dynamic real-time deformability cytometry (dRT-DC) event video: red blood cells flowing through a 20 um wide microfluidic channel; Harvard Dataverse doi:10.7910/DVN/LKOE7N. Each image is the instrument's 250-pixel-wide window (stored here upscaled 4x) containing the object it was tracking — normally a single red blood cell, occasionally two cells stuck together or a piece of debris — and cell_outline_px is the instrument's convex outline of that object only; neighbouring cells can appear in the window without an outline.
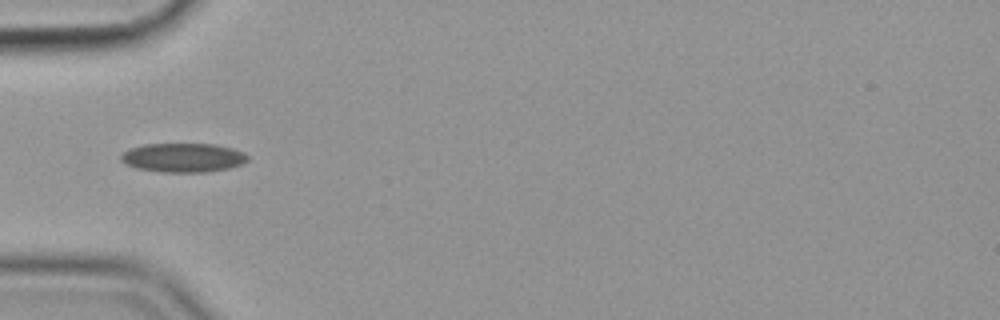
{"species": "common noctule bat (a hibernating species)", "species_latin": "Nyctalus noctula", "temperature_condition": "cold", "stored_images_in_passage": 39, "camera_frame_rate_fps": 3000, "um_per_image_px": 0.085, "animal": {"sex": "female", "body_mass_g": 19.9}, "frame": {"image": 1, "passage_image": 1, "time_ms": 0.0, "image_size_px": [1000, 320], "cell_outline_px": [[248, 160], [240, 164], [228, 168], [208, 172], [160, 172], [136, 168], [124, 164], [120, 160], [120, 156], [124, 152], [132, 148], [144, 144], [216, 144], [232, 148], [244, 152], [248, 156]], "centroid_in_image_um": [15.55, 13.4], "position_along_channel_um": 69.4, "area_um2": 21.5}}
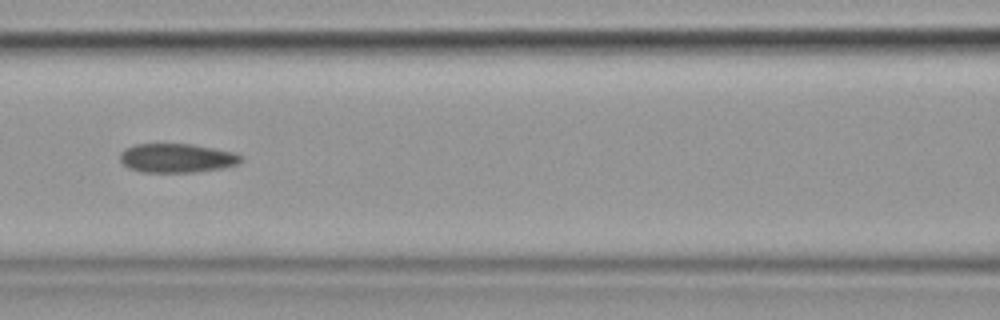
{"frame": {"image": 2, "passage_image": 8, "time_ms": 2.333, "image_size_px": [1000, 320], "cell_outline_px": [[244, 160], [236, 164], [224, 168], [196, 172], [140, 172], [128, 168], [120, 160], [120, 152], [124, 148], [136, 144], [192, 144], [232, 152], [240, 156]], "centroid_in_image_um": [14.99, 13.44], "position_along_channel_um": 151.6, "area_um2": 20.46}}
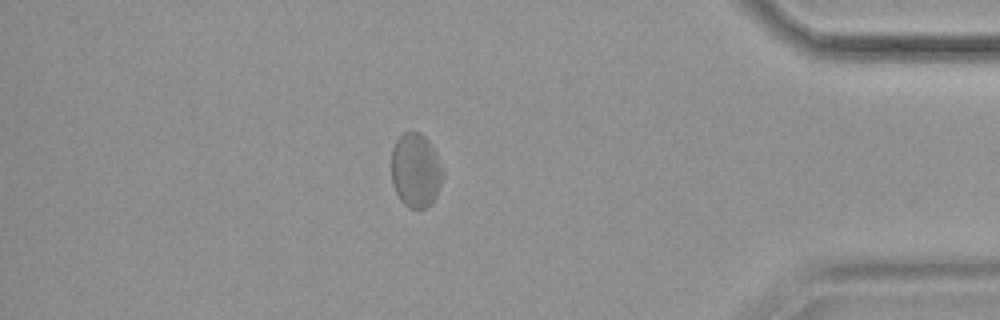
{"frame": {"image": 3, "passage_image": 32, "time_ms": 10.333, "image_size_px": [1000, 320], "cell_outline_px": [[444, 176], [436, 196], [424, 208], [408, 208], [400, 200], [392, 184], [392, 148], [396, 140], [404, 132], [420, 132], [428, 140], [432, 148]], "centroid_in_image_um": [35.3, 14.49], "position_along_channel_um": 399.9, "area_um2": 21.85}, "authors_computed_cell_mechanics": {"area_um2": 21.3282, "velocity_mm_per_s": 3.527, "shape_relaxation_time_tau1_ms": null, "shape_relaxation_time_tau2_ms": 4.1443, "deformation_change_tau1": null, "deformation_change_tau2": 0.0745}}